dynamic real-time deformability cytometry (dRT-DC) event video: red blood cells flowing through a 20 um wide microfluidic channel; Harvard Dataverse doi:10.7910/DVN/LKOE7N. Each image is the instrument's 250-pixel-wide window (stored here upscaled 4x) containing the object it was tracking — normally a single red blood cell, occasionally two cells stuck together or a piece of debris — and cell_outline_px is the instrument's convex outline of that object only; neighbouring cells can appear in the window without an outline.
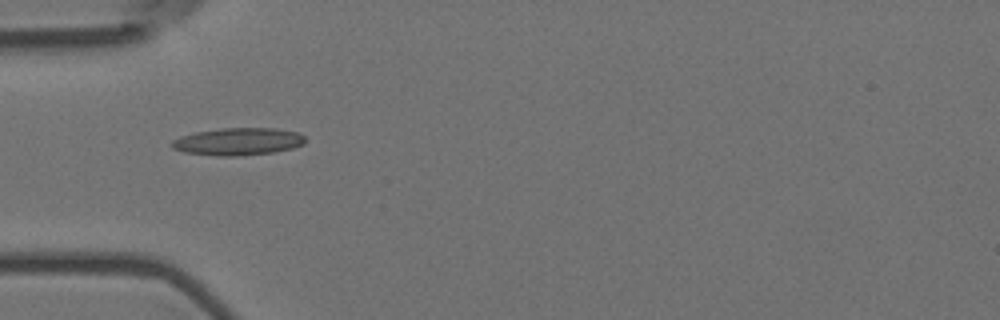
{"species": "Egyptian fruit bat (a non-hibernating species)", "species_latin": "Rousettus aegyptiacus", "temperature_condition": "room temperature", "stored_images_in_passage": 8, "camera_frame_rate_fps": 3000, "um_per_image_px": 0.085, "animal": {"sex": "female"}, "frame": {"image": 1, "passage_image": 4, "time_ms": 1.0, "image_size_px": [1000, 320], "cell_outline_px": [[304, 144], [292, 148], [272, 152], [236, 156], [216, 156], [184, 152], [172, 148], [172, 140], [180, 136], [196, 132], [220, 128], [276, 128], [296, 132], [304, 136]], "centroid_in_image_um": [20.21, 12.03], "position_along_channel_um": 64.8, "area_um2": 21.21}}
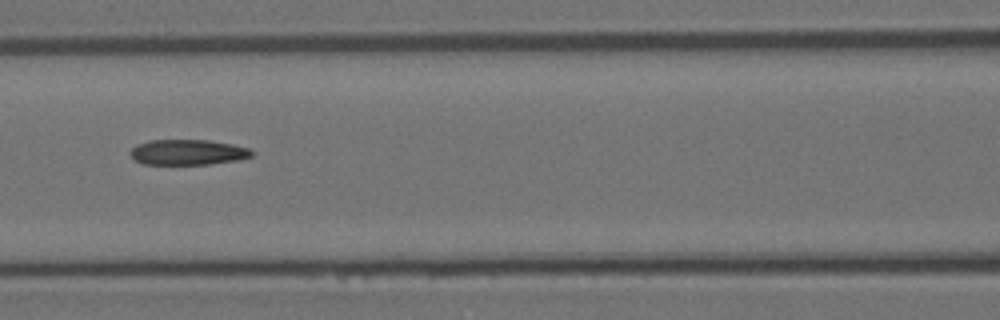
{"frame": {"image": 2, "passage_image": 6, "time_ms": 1.667, "image_size_px": [1000, 320], "cell_outline_px": [[256, 152], [252, 156], [240, 160], [208, 164], [144, 164], [136, 160], [128, 152], [136, 144], [148, 140], [208, 140], [232, 144], [248, 148]], "centroid_in_image_um": [15.98, 12.93], "position_along_channel_um": 150.6, "area_um2": 18.09}}
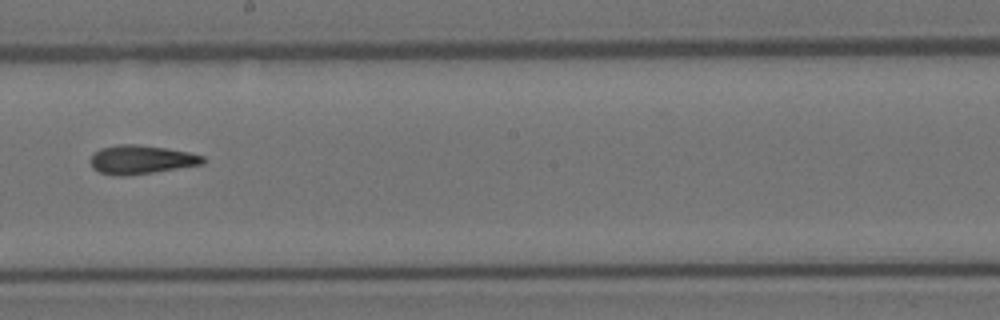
{"frame": {"image": 3, "passage_image": 8, "time_ms": 2.333, "image_size_px": [1000, 320], "cell_outline_px": [[204, 164], [152, 172], [124, 176], [116, 176], [100, 172], [92, 168], [88, 160], [92, 152], [100, 148], [116, 144], [136, 144], [164, 148], [188, 152], [204, 156]], "centroid_in_image_um": [11.92, 13.56], "position_along_channel_um": 236.3, "area_um2": 18.96}}